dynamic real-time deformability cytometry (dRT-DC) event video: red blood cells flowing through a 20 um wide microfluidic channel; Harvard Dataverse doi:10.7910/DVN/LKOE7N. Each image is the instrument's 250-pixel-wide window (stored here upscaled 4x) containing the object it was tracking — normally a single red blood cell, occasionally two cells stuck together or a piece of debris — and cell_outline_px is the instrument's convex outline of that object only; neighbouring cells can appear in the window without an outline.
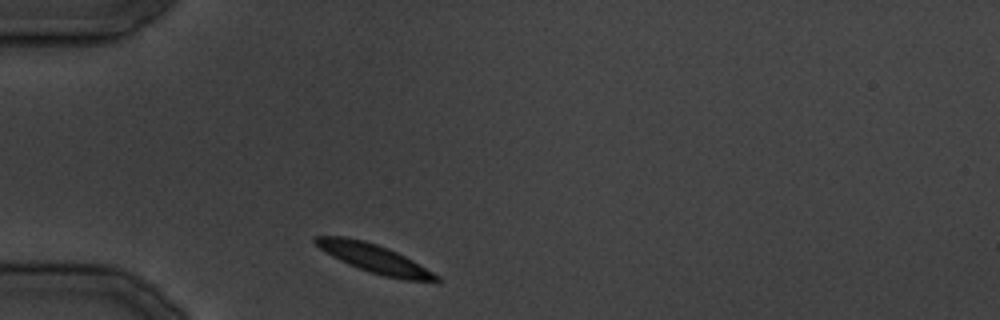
{"species": "common noctule bat (a hibernating species)", "species_latin": "Nyctalus noctula", "temperature_condition": "cold", "stored_images_in_passage": 9, "camera_frame_rate_fps": 3000, "um_per_image_px": 0.085, "animal": {"sex": "male", "body_mass_g": 19.5, "forearm_length_mm": 54.6}, "frame": {"image": 1, "passage_image": 1, "time_ms": 0.0, "image_size_px": [1000, 320], "cell_outline_px": [[444, 280], [440, 284], [404, 280], [384, 276], [348, 264], [332, 256], [320, 248], [312, 240], [316, 236], [348, 236], [364, 240], [388, 248], [412, 260], [440, 276]], "centroid_in_image_um": [31.93, 22.01], "position_along_channel_um": 53.1, "area_um2": 20.35}}
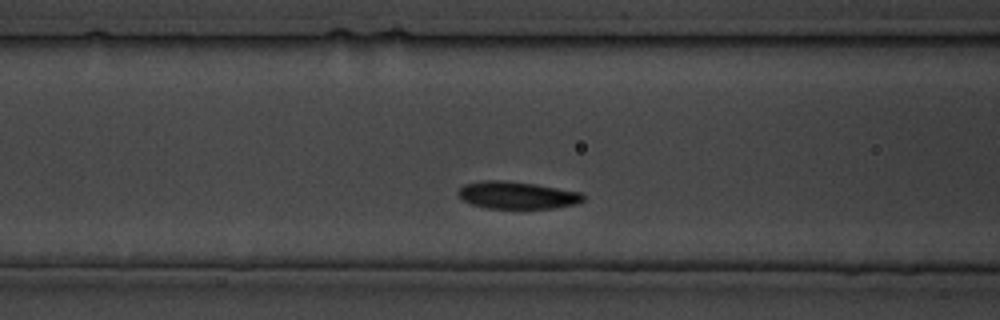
{"frame": {"image": 2, "passage_image": 6, "time_ms": 5.667, "image_size_px": [1000, 320], "cell_outline_px": [[584, 200], [576, 204], [556, 208], [488, 208], [472, 204], [464, 200], [456, 192], [464, 184], [480, 180], [504, 180], [536, 184], [580, 192], [584, 196]], "centroid_in_image_um": [43.95, 16.58], "position_along_channel_um": 122.7, "area_um2": 19.88}}
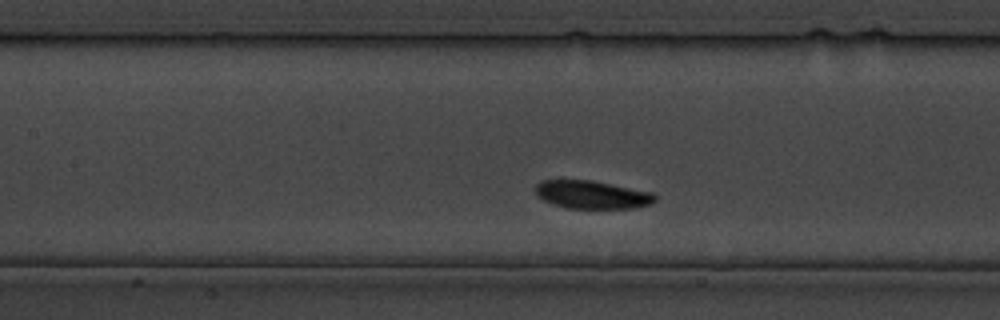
{"frame": {"image": 3, "passage_image": 8, "time_ms": 8.0, "image_size_px": [1000, 320], "cell_outline_px": [[656, 200], [652, 204], [636, 208], [564, 208], [544, 200], [536, 192], [536, 184], [540, 180], [592, 180], [652, 192], [656, 196]], "centroid_in_image_um": [50.35, 16.55], "position_along_channel_um": 157.0, "area_um2": 19.54}}